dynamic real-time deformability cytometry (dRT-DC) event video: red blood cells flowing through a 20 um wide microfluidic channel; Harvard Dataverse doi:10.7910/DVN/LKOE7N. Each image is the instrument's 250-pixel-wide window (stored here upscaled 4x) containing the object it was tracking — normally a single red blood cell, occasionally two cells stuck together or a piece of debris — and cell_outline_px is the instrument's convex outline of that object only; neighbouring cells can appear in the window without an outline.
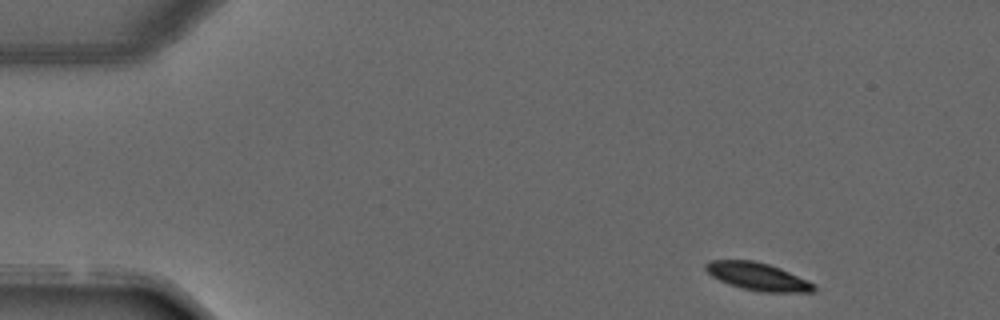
{"species": "common noctule bat (a hibernating species)", "species_latin": "Nyctalus noctula", "temperature_condition": "warm", "stored_images_in_passage": 7, "camera_frame_rate_fps": 3000, "um_per_image_px": 0.085, "animal": {"sex": "male", "forearm_length_mm": 52.5}, "frame": {"image": 1, "passage_image": 1, "time_ms": 0.0, "image_size_px": [1000, 320], "cell_outline_px": [[816, 288], [812, 292], [760, 292], [740, 288], [728, 284], [712, 276], [704, 268], [704, 264], [708, 260], [752, 260], [768, 264], [780, 268], [808, 280], [816, 284]], "centroid_in_image_um": [64.4, 23.51], "position_along_channel_um": 20.6, "area_um2": 17.57}}
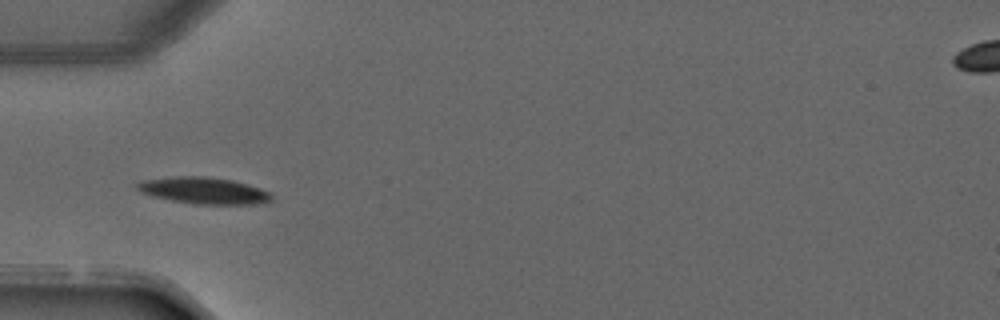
{"frame": {"image": 2, "passage_image": 3, "time_ms": 3.0, "image_size_px": [1000, 320], "cell_outline_px": [[272, 200], [264, 204], [192, 204], [152, 196], [140, 192], [136, 188], [136, 184], [144, 180], [172, 176], [204, 176], [232, 180], [248, 184], [260, 188], [268, 192], [272, 196]], "centroid_in_image_um": [17.33, 16.2], "position_along_channel_um": 67.7, "area_um2": 20.92}}